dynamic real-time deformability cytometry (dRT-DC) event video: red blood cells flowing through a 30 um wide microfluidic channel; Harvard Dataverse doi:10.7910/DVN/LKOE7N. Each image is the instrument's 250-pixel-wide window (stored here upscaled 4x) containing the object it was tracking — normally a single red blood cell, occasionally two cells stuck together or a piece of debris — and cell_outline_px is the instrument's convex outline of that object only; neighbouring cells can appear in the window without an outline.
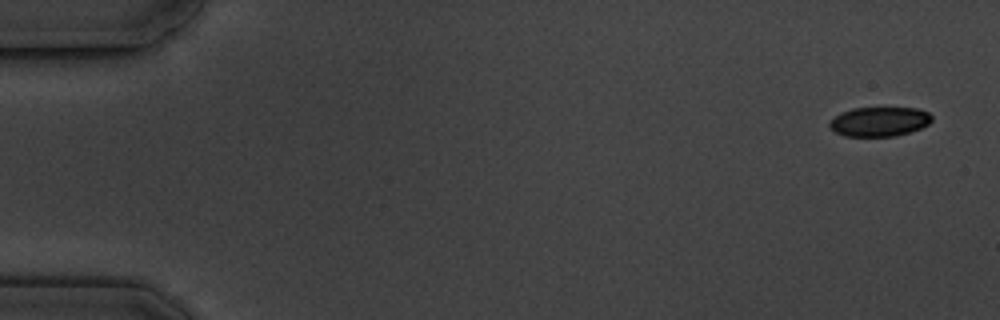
{"species": "common noctule bat (a hibernating species)", "species_latin": "Nyctalus noctula", "temperature_condition": "cold", "stored_images_in_passage": 6, "camera_frame_rate_fps": 3000, "um_per_image_px": 0.085, "animal": {"sex": "male", "body_mass_g": 19.5, "forearm_length_mm": 54.6}, "frame": {"image": 1, "passage_image": 1, "time_ms": 0.0, "image_size_px": [1000, 320], "cell_outline_px": [[932, 120], [928, 124], [920, 128], [896, 136], [844, 136], [836, 132], [828, 124], [840, 112], [852, 108], [916, 108], [928, 112], [932, 116]], "centroid_in_image_um": [74.75, 10.33], "position_along_channel_um": 10.2, "area_um2": 17.4}}
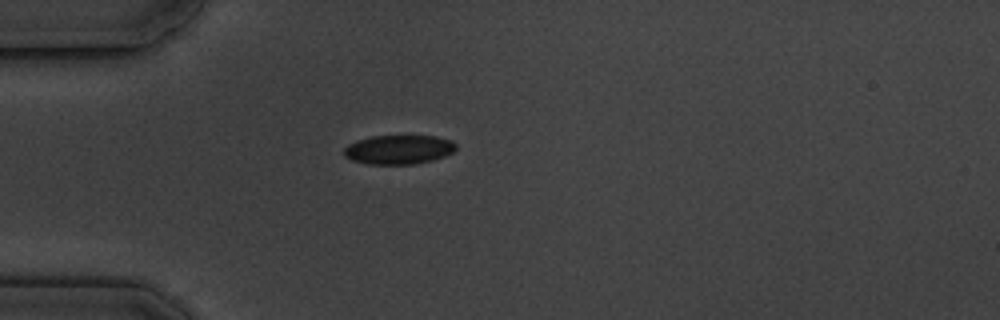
{"frame": {"image": 2, "passage_image": 5, "time_ms": 4.667, "image_size_px": [1000, 320], "cell_outline_px": [[456, 148], [452, 152], [444, 156], [432, 160], [416, 164], [368, 164], [352, 160], [344, 156], [344, 148], [348, 144], [356, 140], [372, 136], [436, 136], [452, 140], [456, 144]], "centroid_in_image_um": [33.88, 12.71], "position_along_channel_um": 51.1, "area_um2": 19.07}}